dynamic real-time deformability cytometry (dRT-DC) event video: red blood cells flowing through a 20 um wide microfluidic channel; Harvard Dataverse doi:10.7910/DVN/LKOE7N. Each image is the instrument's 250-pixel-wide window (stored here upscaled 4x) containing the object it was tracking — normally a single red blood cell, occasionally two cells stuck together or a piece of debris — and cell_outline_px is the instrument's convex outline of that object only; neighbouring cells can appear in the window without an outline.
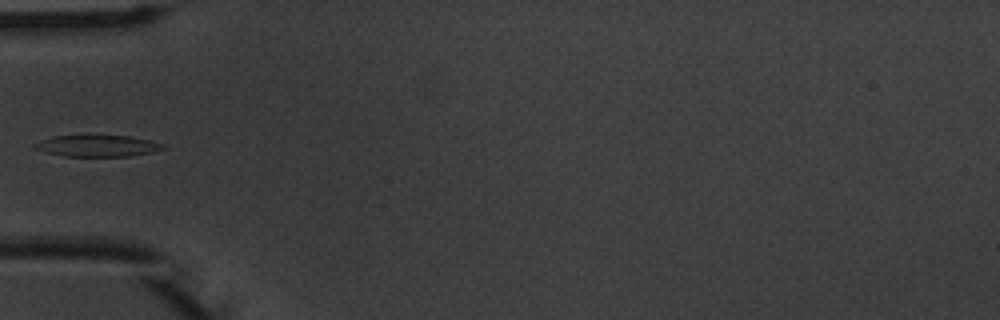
{"species": "common noctule bat (a hibernating species)", "species_latin": "Nyctalus noctula", "temperature_condition": "warm", "stored_images_in_passage": 5, "camera_frame_rate_fps": 3000, "um_per_image_px": 0.085, "animal": {"sex": "male", "body_mass_g": 20.1, "forearm_length_mm": 53.5}, "frame": {"image": 1, "passage_image": 4, "time_ms": 3.667, "image_size_px": [1000, 320], "cell_outline_px": [[164, 148], [152, 152], [128, 156], [64, 156], [32, 148], [32, 144], [40, 140], [52, 136], [128, 136], [148, 140], [164, 144]], "centroid_in_image_um": [8.23, 12.4], "position_along_channel_um": 76.8, "area_um2": 15.78}}